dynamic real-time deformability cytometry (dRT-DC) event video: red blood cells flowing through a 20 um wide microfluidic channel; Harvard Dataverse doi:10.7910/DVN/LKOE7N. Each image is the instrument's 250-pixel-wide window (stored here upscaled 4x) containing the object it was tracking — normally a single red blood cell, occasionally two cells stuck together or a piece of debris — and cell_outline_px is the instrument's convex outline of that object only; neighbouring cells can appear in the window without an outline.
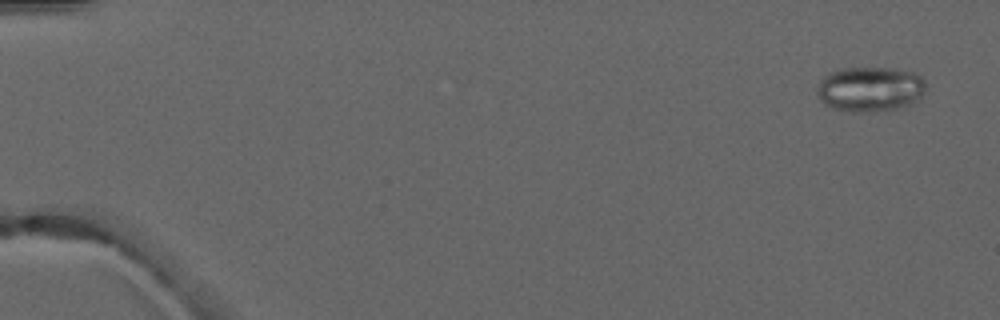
{"species": "common noctule bat (a hibernating species)", "species_latin": "Nyctalus noctula", "temperature_condition": "warm", "stored_images_in_passage": 5, "camera_frame_rate_fps": 3000, "um_per_image_px": 0.085, "animal": {"sex": "male", "forearm_length_mm": 52.5}, "frame": {"image": 1, "passage_image": 1, "time_ms": 0.0, "image_size_px": [1000, 320], "cell_outline_px": [[924, 92], [916, 100], [904, 108], [872, 112], [848, 112], [832, 108], [824, 104], [820, 100], [816, 92], [816, 88], [820, 80], [824, 76], [832, 72], [844, 68], [888, 68], [912, 72], [920, 76], [924, 80]], "centroid_in_image_um": [73.92, 7.6], "position_along_channel_um": 11.1, "area_um2": 28.67}}